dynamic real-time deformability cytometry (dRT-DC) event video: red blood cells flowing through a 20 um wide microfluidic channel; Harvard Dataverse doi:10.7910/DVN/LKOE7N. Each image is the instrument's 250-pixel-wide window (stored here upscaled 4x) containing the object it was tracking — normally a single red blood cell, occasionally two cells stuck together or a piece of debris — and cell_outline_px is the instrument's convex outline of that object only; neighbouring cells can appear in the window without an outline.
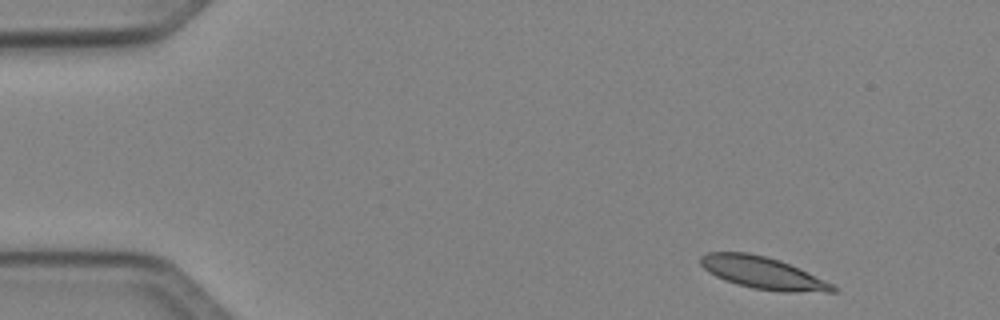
{"species": "Egyptian fruit bat (a non-hibernating species)", "species_latin": "Rousettus aegyptiacus", "temperature_condition": "cold", "stored_images_in_passage": 4, "camera_frame_rate_fps": 3000, "um_per_image_px": 0.085, "animal": {"sex": "female"}, "frame": {"image": 1, "passage_image": 1, "time_ms": 0.0, "image_size_px": [1000, 320], "cell_outline_px": [[840, 288], [836, 292], [784, 292], [752, 288], [736, 284], [724, 280], [708, 272], [700, 264], [700, 256], [708, 252], [748, 252], [780, 260], [824, 280]], "centroid_in_image_um": [64.82, 23.2], "position_along_channel_um": 20.2, "area_um2": 24.68}}
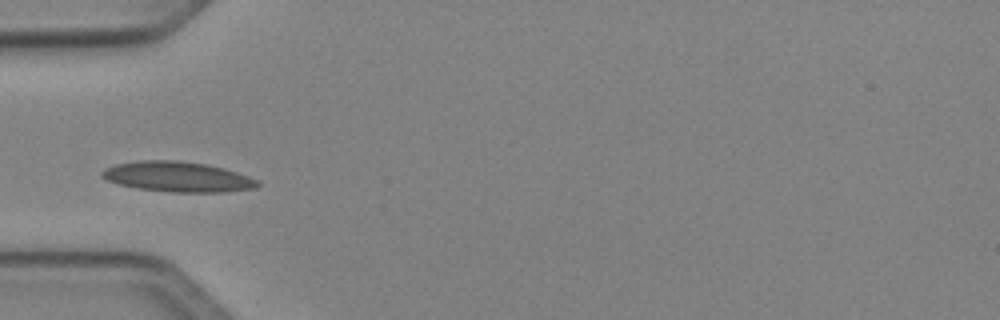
{"frame": {"image": 2, "passage_image": 4, "time_ms": 3.667, "image_size_px": [1000, 320], "cell_outline_px": [[260, 184], [256, 188], [224, 192], [172, 192], [136, 188], [116, 184], [104, 180], [100, 176], [100, 172], [104, 168], [116, 164], [136, 160], [180, 160], [204, 164], [224, 168], [260, 180]], "centroid_in_image_um": [15.05, 15.02], "position_along_channel_um": 70.0, "area_um2": 27.74}}